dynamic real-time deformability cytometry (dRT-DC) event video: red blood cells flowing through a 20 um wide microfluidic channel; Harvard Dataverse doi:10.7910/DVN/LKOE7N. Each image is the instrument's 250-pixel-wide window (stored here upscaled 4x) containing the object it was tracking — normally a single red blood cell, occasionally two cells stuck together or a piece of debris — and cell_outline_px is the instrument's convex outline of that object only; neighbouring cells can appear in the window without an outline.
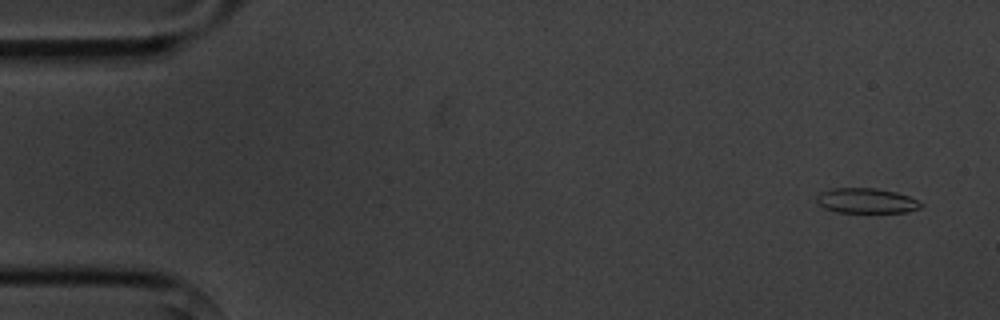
{"species": "common noctule bat (a hibernating species)", "species_latin": "Nyctalus noctula", "temperature_condition": "cold", "stored_images_in_passage": 4, "camera_frame_rate_fps": 3000, "um_per_image_px": 0.085, "animal": {"sex": "male", "body_mass_g": 20.1, "forearm_length_mm": 53.5}, "frame": {"image": 1, "passage_image": 1, "time_ms": 0.0, "image_size_px": [1000, 320], "cell_outline_px": [[924, 204], [920, 208], [908, 212], [836, 212], [824, 208], [816, 200], [816, 196], [820, 192], [832, 188], [876, 188], [896, 192], [908, 196]], "centroid_in_image_um": [73.63, 17.06], "position_along_channel_um": 11.4, "area_um2": 15.2}}